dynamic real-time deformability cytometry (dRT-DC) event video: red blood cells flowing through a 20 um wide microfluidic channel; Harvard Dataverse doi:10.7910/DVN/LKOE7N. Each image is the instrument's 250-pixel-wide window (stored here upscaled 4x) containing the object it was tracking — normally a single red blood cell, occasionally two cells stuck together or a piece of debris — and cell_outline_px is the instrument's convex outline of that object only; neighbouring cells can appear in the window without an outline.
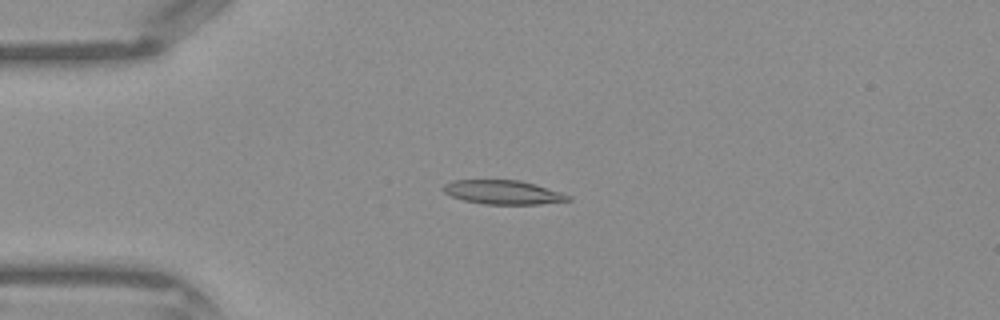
{"species": "Egyptian fruit bat (a non-hibernating species)", "species_latin": "Rousettus aegyptiacus", "temperature_condition": "warm", "stored_images_in_passage": 42, "camera_frame_rate_fps": 3000, "um_per_image_px": 0.085, "frame": {"image": 1, "passage_image": 10, "time_ms": 3.0, "image_size_px": [1000, 320], "cell_outline_px": [[572, 200], [540, 204], [484, 204], [464, 200], [452, 196], [444, 192], [440, 188], [444, 184], [452, 180], [520, 180], [560, 192], [572, 196]], "centroid_in_image_um": [42.74, 16.34], "position_along_channel_um": 42.3, "area_um2": 17.4}}
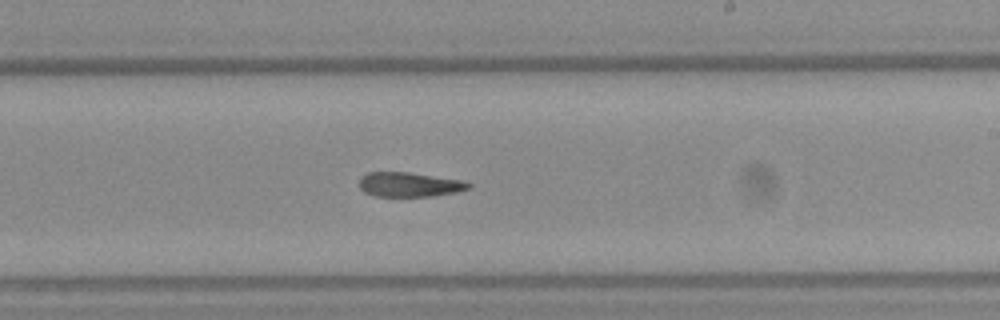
{"frame": {"image": 2, "passage_image": 25, "time_ms": 8.0, "image_size_px": [1000, 320], "cell_outline_px": [[472, 188], [456, 192], [432, 196], [376, 196], [364, 192], [360, 188], [360, 180], [368, 172], [408, 172], [464, 180], [472, 184]], "centroid_in_image_um": [34.86, 15.68], "position_along_channel_um": 254.1, "area_um2": 15.61}}
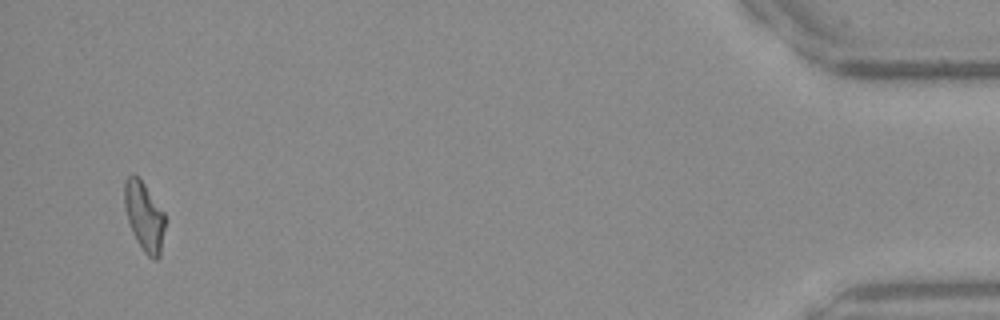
{"frame": {"image": 3, "passage_image": 41, "time_ms": 13.333, "image_size_px": [1000, 320], "cell_outline_px": [[164, 228], [160, 256], [156, 260], [152, 260], [144, 252], [136, 240], [132, 232], [128, 220], [124, 204], [124, 180], [128, 176], [136, 176], [144, 184], [164, 212]], "centroid_in_image_um": [12.25, 18.42], "position_along_channel_um": 423.0, "area_um2": 16.13}}